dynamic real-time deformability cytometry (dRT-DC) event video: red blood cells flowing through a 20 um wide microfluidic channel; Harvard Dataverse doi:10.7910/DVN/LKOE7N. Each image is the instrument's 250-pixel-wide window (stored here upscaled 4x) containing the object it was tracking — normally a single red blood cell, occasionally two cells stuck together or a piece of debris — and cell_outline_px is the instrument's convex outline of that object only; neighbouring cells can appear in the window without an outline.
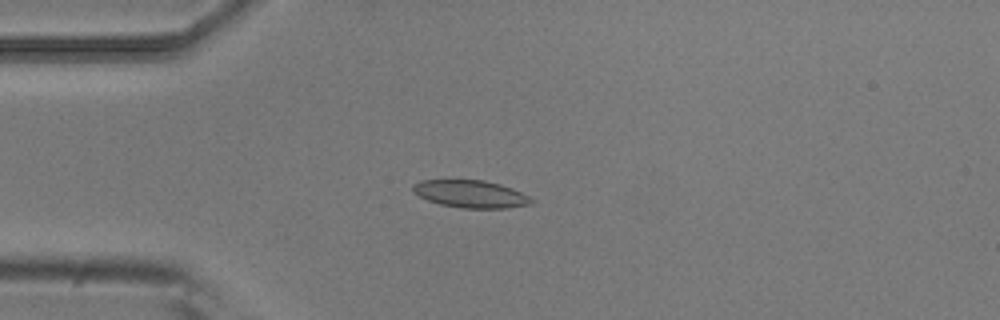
{"species": "common noctule bat (a hibernating species)", "species_latin": "Nyctalus noctula", "temperature_condition": "room temperature", "stored_images_in_passage": 7, "camera_frame_rate_fps": 3000, "um_per_image_px": 0.085, "animal": {"sex": "male", "body_mass_g": 20.5, "forearm_length_mm": 52.5}, "frame": {"image": 1, "passage_image": 5, "time_ms": 1.333, "image_size_px": [1000, 320], "cell_outline_px": [[536, 200], [532, 204], [508, 208], [460, 208], [440, 204], [428, 200], [412, 192], [412, 184], [420, 180], [484, 180], [500, 184], [512, 188]], "centroid_in_image_um": [40.01, 16.49], "position_along_channel_um": 45.0, "area_um2": 19.07}}
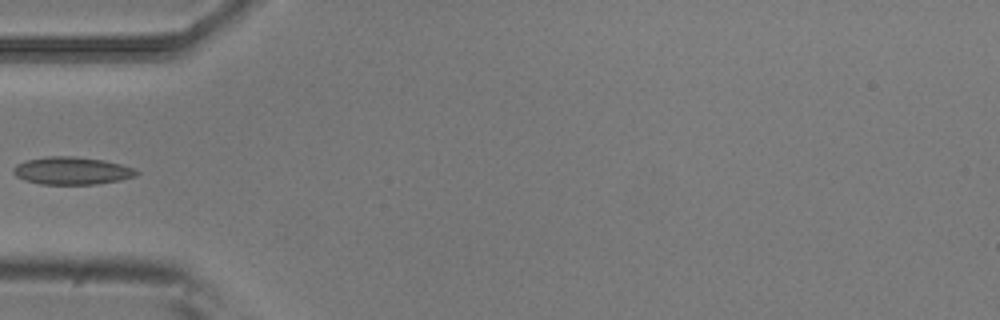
{"frame": {"image": 2, "passage_image": 6, "time_ms": 1.667, "image_size_px": [1000, 320], "cell_outline_px": [[140, 172], [136, 176], [120, 180], [96, 184], [40, 184], [24, 180], [16, 176], [12, 172], [12, 168], [16, 164], [24, 160], [48, 156], [76, 156], [104, 160], [136, 168]], "centroid_in_image_um": [6.1, 14.5], "position_along_channel_um": 78.9, "area_um2": 20.06}}
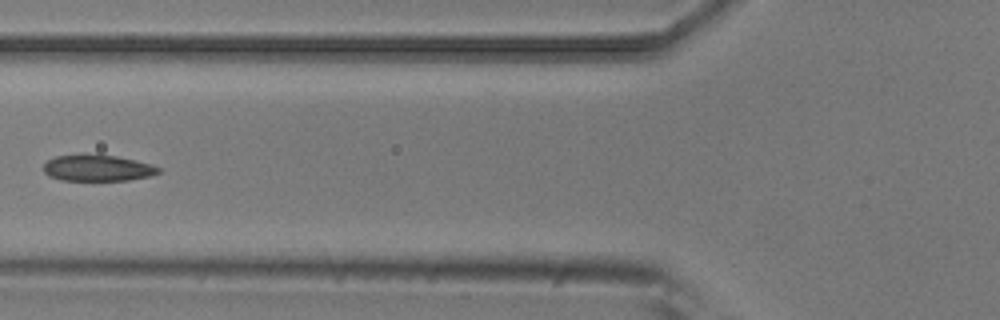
{"frame": {"image": 3, "passage_image": 7, "time_ms": 2.0, "image_size_px": [1000, 320], "cell_outline_px": [[160, 172], [148, 176], [128, 180], [60, 180], [48, 176], [44, 172], [44, 164], [48, 160], [56, 156], [80, 152], [116, 156], [152, 164], [160, 168]], "centroid_in_image_um": [8.24, 14.25], "position_along_channel_um": 117.6, "area_um2": 17.92}}